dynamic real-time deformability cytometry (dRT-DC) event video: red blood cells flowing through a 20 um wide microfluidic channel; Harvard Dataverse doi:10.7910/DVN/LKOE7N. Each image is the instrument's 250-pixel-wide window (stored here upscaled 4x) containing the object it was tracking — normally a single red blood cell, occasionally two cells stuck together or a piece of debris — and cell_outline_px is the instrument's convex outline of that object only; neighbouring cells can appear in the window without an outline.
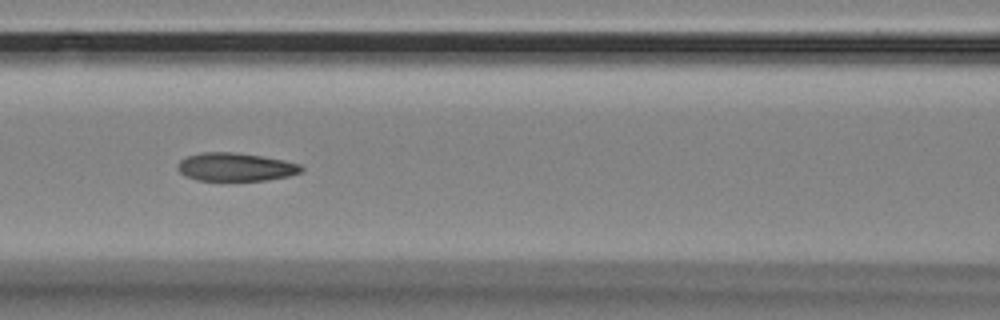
{"species": "Egyptian fruit bat (a non-hibernating species)", "species_latin": "Rousettus aegyptiacus", "temperature_condition": "room temperature", "stored_images_in_passage": 8, "camera_frame_rate_fps": 3000, "um_per_image_px": 0.085, "animal": {"sex": "female"}, "frame": {"image": 1, "passage_image": 5, "time_ms": 1.333, "image_size_px": [1000, 320], "cell_outline_px": [[304, 168], [300, 172], [288, 176], [268, 180], [196, 180], [184, 176], [176, 168], [176, 164], [180, 160], [188, 156], [200, 152], [236, 152], [284, 160], [300, 164]], "centroid_in_image_um": [19.98, 14.19], "position_along_channel_um": 146.6, "area_um2": 20.4}}
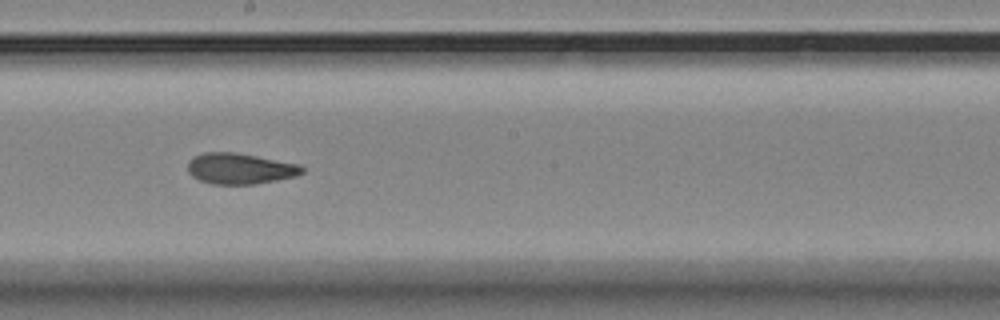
{"frame": {"image": 2, "passage_image": 7, "time_ms": 2.0, "image_size_px": [1000, 320], "cell_outline_px": [[304, 172], [296, 176], [256, 184], [212, 184], [200, 180], [192, 176], [188, 172], [188, 164], [196, 156], [204, 152], [232, 152], [256, 156], [300, 164], [304, 168]], "centroid_in_image_um": [20.43, 14.34], "position_along_channel_um": 227.8, "area_um2": 20.4}}
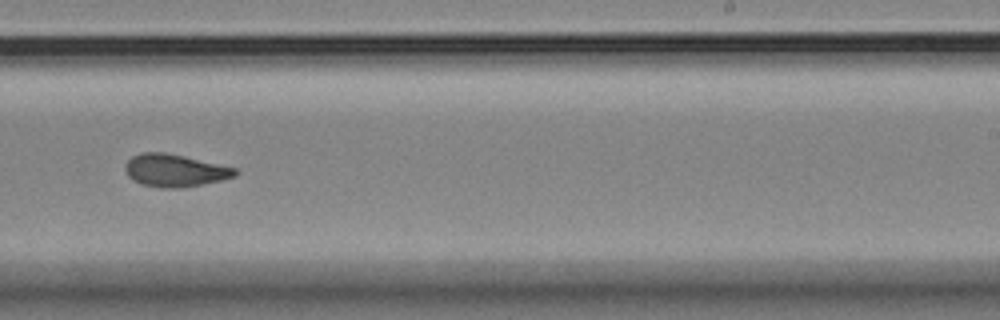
{"frame": {"image": 3, "passage_image": 8, "time_ms": 2.333, "image_size_px": [1000, 320], "cell_outline_px": [[240, 172], [236, 176], [220, 180], [180, 188], [160, 188], [140, 184], [132, 180], [128, 176], [124, 168], [124, 164], [132, 156], [144, 152], [164, 152], [184, 156], [236, 168]], "centroid_in_image_um": [14.83, 14.49], "position_along_channel_um": 274.2, "area_um2": 20.87}}